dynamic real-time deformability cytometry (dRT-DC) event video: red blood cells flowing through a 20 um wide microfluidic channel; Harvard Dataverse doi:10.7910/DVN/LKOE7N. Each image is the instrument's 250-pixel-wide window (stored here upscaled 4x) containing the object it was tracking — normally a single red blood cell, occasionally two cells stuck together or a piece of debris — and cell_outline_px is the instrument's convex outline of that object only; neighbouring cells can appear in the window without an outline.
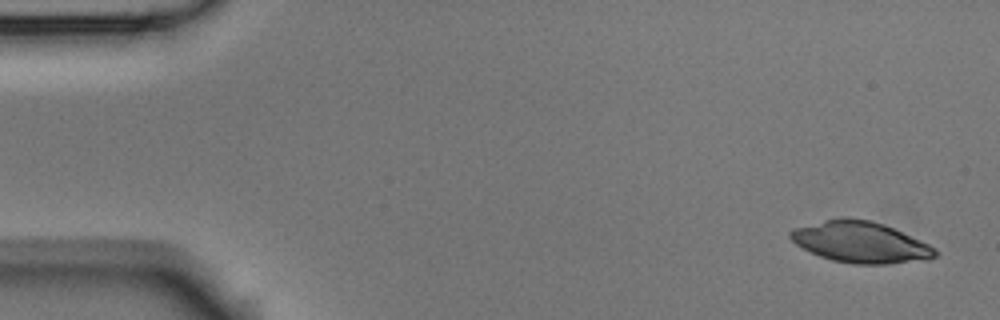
{"species": "Egyptian fruit bat (a non-hibernating species)", "species_latin": "Rousettus aegyptiacus", "temperature_condition": "room temperature", "stored_images_in_passage": 4, "camera_frame_rate_fps": 3000, "um_per_image_px": 0.085, "animal": {"sex": "male"}, "frame": {"image": 1, "passage_image": 1, "time_ms": 0.0, "image_size_px": [1000, 320], "cell_outline_px": [[936, 256], [928, 260], [888, 264], [852, 264], [832, 260], [820, 256], [796, 244], [788, 236], [788, 232], [796, 228], [824, 220], [844, 216], [868, 220], [884, 224], [928, 244], [936, 252]], "centroid_in_image_um": [73.13, 20.59], "position_along_channel_um": 11.9, "area_um2": 34.45}}
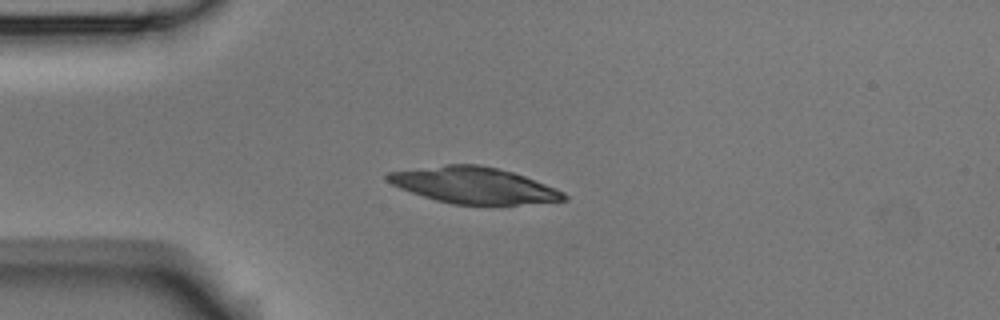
{"frame": {"image": 2, "passage_image": 4, "time_ms": 1.0, "image_size_px": [1000, 320], "cell_outline_px": [[568, 200], [516, 204], [452, 204], [436, 200], [400, 188], [384, 180], [384, 176], [388, 172], [444, 164], [480, 164], [512, 172], [524, 176], [564, 192], [568, 196]], "centroid_in_image_um": [40.23, 15.74], "position_along_channel_um": 44.8, "area_um2": 36.93}}